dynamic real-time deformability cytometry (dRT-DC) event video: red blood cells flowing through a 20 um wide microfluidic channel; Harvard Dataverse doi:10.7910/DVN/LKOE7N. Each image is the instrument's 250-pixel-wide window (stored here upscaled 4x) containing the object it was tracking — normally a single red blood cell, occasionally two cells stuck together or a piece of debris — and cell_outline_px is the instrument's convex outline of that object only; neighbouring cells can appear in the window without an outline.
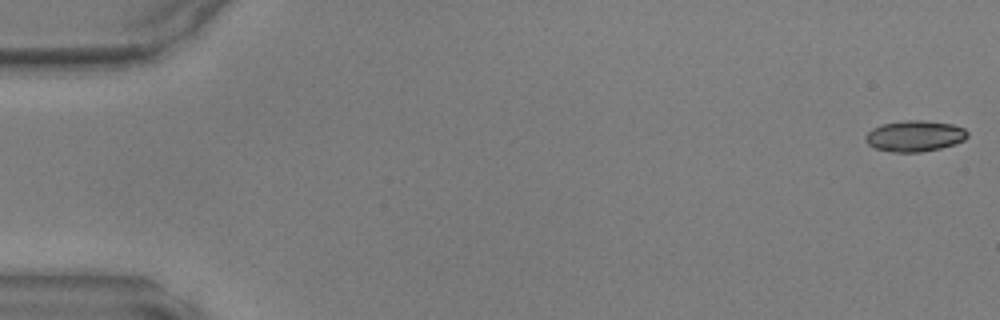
{"species": "common noctule bat (a hibernating species)", "species_latin": "Nyctalus noctula", "temperature_condition": "warm", "stored_images_in_passage": 18, "camera_frame_rate_fps": 3000, "um_per_image_px": 0.085, "animal": {"sex": "male", "body_mass_g": 17.9, "forearm_length_mm": 54.2}, "frame": {"image": 1, "passage_image": 1, "time_ms": 0.0, "image_size_px": [1000, 320], "cell_outline_px": [[968, 136], [964, 140], [940, 148], [920, 152], [892, 152], [876, 148], [868, 144], [864, 140], [864, 136], [872, 128], [884, 124], [908, 120], [920, 120], [952, 124], [964, 128], [968, 132]], "centroid_in_image_um": [77.74, 11.56], "position_along_channel_um": 7.3, "area_um2": 18.26}}
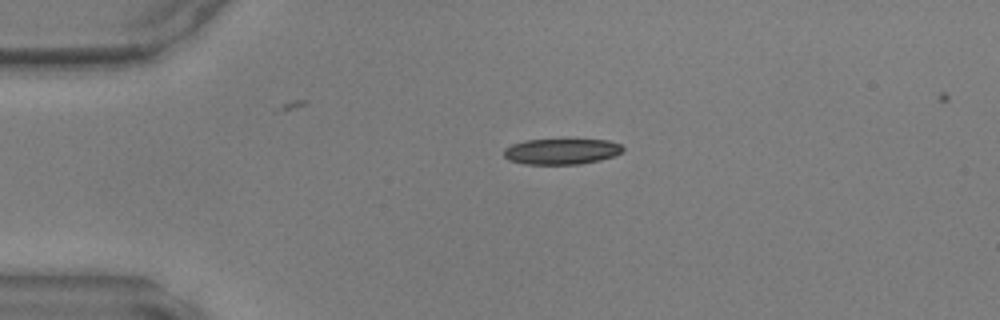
{"frame": {"image": 2, "passage_image": 11, "time_ms": 3.333, "image_size_px": [1000, 320], "cell_outline_px": [[624, 152], [616, 156], [600, 160], [580, 164], [524, 164], [508, 160], [504, 156], [504, 148], [512, 144], [524, 140], [608, 140], [620, 144], [624, 148]], "centroid_in_image_um": [47.74, 12.88], "position_along_channel_um": 37.3, "area_um2": 17.98}}